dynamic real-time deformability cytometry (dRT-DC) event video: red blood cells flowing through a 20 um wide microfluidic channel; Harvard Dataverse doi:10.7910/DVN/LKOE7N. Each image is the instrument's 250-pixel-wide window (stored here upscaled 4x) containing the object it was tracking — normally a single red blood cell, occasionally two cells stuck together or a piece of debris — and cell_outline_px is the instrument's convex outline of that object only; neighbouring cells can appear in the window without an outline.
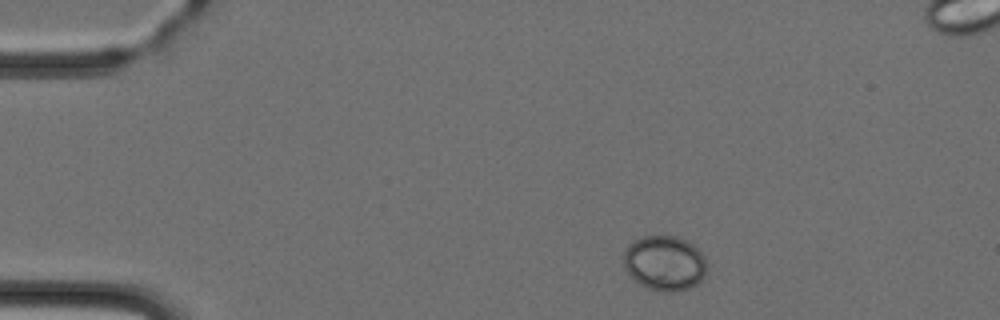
{"species": "Egyptian fruit bat (a non-hibernating species)", "species_latin": "Rousettus aegyptiacus", "temperature_condition": "cold", "stored_images_in_passage": 6, "camera_frame_rate_fps": 3000, "um_per_image_px": 0.085, "animal": {"sex": "female"}, "frame": {"image": 1, "passage_image": 1, "time_ms": 0.0, "image_size_px": [1000, 320], "cell_outline_px": [[704, 276], [696, 284], [688, 288], [672, 292], [664, 292], [648, 288], [640, 284], [624, 268], [624, 248], [632, 240], [640, 236], [676, 236], [688, 240], [704, 256]], "centroid_in_image_um": [56.45, 22.34], "position_along_channel_um": 28.6, "area_um2": 26.53}}
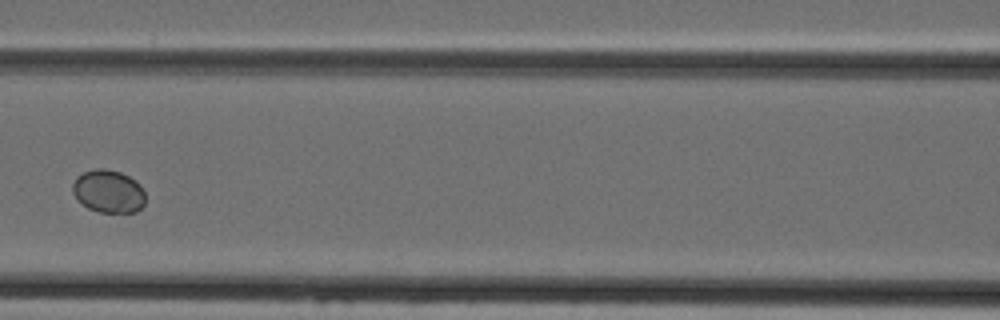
{"frame": {"image": 2, "passage_image": 5, "time_ms": 4.667, "image_size_px": [1000, 320], "cell_outline_px": [[144, 204], [136, 212], [100, 212], [88, 208], [72, 192], [72, 184], [76, 176], [84, 172], [96, 168], [104, 168], [120, 172], [136, 180], [140, 184], [144, 192]], "centroid_in_image_um": [9.22, 16.25], "position_along_channel_um": 157.4, "area_um2": 18.09}}
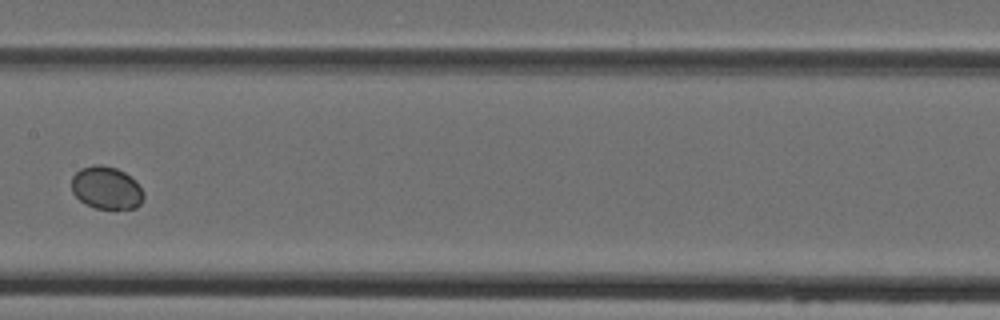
{"frame": {"image": 3, "passage_image": 6, "time_ms": 5.667, "image_size_px": [1000, 320], "cell_outline_px": [[144, 200], [136, 208], [116, 212], [96, 208], [84, 204], [72, 192], [72, 176], [80, 168], [92, 164], [100, 164], [116, 168], [124, 172], [136, 180], [144, 192]], "centroid_in_image_um": [9.08, 16.01], "position_along_channel_um": 198.3, "area_um2": 18.67}}